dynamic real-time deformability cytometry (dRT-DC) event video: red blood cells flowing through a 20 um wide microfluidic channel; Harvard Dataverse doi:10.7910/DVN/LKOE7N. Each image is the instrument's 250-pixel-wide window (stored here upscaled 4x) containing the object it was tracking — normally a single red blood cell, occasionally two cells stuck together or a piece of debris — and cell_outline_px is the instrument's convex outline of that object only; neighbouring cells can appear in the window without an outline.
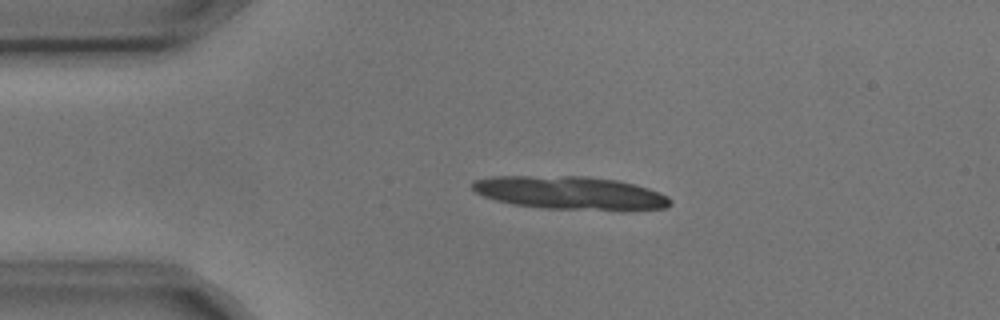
{"species": "common noctule bat (a hibernating species)", "species_latin": "Nyctalus noctula", "temperature_condition": "cold", "stored_images_in_passage": 4, "camera_frame_rate_fps": 3000, "um_per_image_px": 0.085, "animal": {"sex": "male", "body_mass_g": 17.9, "forearm_length_mm": 54.2}, "frame": {"image": 1, "passage_image": 3, "time_ms": 0.667, "image_size_px": [1000, 320], "cell_outline_px": [[672, 204], [664, 208], [540, 208], [512, 204], [496, 200], [484, 196], [476, 192], [472, 188], [472, 180], [492, 176], [588, 176], [620, 180], [636, 184], [660, 192], [668, 196], [672, 200]], "centroid_in_image_um": [48.41, 16.35], "position_along_channel_um": 36.6, "area_um2": 37.63}}